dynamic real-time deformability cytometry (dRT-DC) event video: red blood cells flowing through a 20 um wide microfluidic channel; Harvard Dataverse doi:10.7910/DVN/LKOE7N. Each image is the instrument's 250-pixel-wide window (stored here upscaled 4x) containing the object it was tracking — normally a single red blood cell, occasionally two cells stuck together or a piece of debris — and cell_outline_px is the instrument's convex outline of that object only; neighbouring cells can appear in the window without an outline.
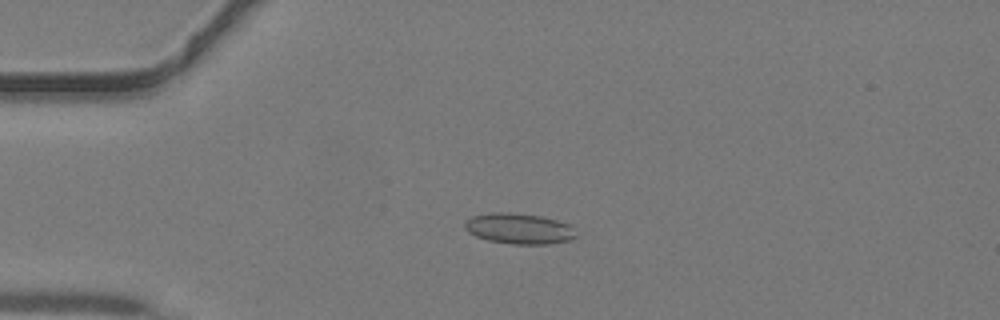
{"species": "common noctule bat (a hibernating species)", "species_latin": "Nyctalus noctula", "temperature_condition": "warm", "stored_images_in_passage": 25, "camera_frame_rate_fps": 3000, "um_per_image_px": 0.085, "animal": {"sex": "male", "body_mass_g": 19.2, "forearm_length_mm": 51.8}, "frame": {"image": 1, "passage_image": 11, "time_ms": 3.333, "image_size_px": [1000, 320], "cell_outline_px": [[576, 236], [568, 240], [548, 244], [512, 244], [488, 240], [476, 236], [468, 232], [464, 228], [464, 220], [472, 216], [492, 212], [508, 212], [540, 216], [556, 220], [568, 224]], "centroid_in_image_um": [44.04, 19.42], "position_along_channel_um": 41.0, "area_um2": 19.71}}
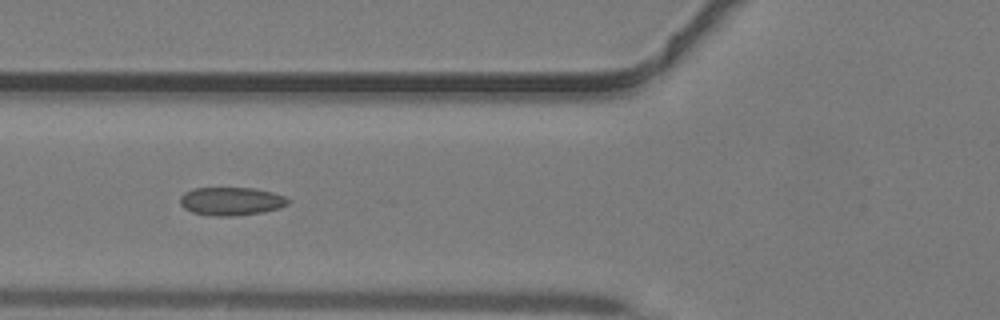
{"frame": {"image": 2, "passage_image": 17, "time_ms": 5.333, "image_size_px": [1000, 320], "cell_outline_px": [[292, 200], [288, 204], [280, 208], [264, 212], [232, 216], [212, 216], [192, 212], [184, 208], [180, 204], [180, 196], [184, 192], [192, 188], [252, 188], [272, 192], [284, 196]], "centroid_in_image_um": [19.65, 17.11], "position_along_channel_um": 106.1, "area_um2": 17.92}}
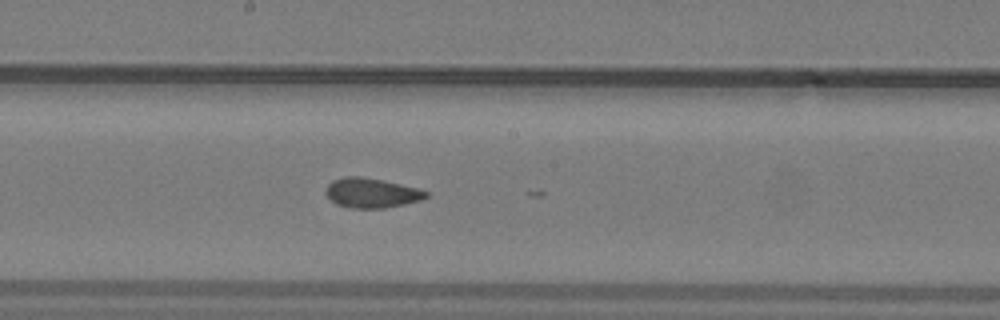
{"frame": {"image": 3, "passage_image": 24, "time_ms": 7.667, "image_size_px": [1000, 320], "cell_outline_px": [[428, 196], [420, 200], [404, 204], [384, 208], [348, 208], [336, 204], [324, 192], [328, 184], [332, 180], [344, 176], [360, 176], [400, 184], [416, 188], [428, 192]], "centroid_in_image_um": [31.53, 16.4], "position_along_channel_um": 216.7, "area_um2": 17.22}}